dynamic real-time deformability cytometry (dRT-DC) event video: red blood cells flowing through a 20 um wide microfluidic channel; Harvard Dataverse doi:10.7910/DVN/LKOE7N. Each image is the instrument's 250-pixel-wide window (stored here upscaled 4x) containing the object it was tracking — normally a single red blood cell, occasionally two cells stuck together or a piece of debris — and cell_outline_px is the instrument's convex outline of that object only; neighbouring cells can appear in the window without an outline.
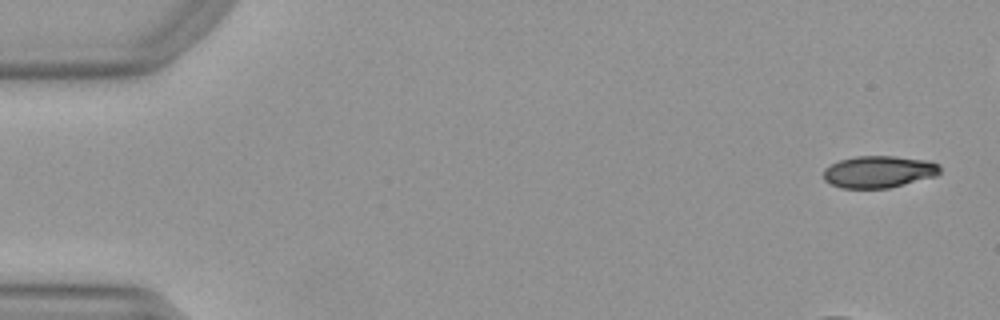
{"species": "Egyptian fruit bat (a non-hibernating species)", "species_latin": "Rousettus aegyptiacus", "temperature_condition": "warm", "stored_images_in_passage": 15, "camera_frame_rate_fps": 3000, "um_per_image_px": 0.085, "animal": {"sex": "female"}, "frame": {"image": 1, "passage_image": 1, "time_ms": 0.0, "image_size_px": [1000, 320], "cell_outline_px": [[940, 172], [936, 176], [888, 188], [840, 188], [824, 180], [824, 168], [840, 160], [856, 156], [892, 156], [928, 160], [940, 164]], "centroid_in_image_um": [74.71, 14.6], "position_along_channel_um": 10.3, "area_um2": 21.68}}